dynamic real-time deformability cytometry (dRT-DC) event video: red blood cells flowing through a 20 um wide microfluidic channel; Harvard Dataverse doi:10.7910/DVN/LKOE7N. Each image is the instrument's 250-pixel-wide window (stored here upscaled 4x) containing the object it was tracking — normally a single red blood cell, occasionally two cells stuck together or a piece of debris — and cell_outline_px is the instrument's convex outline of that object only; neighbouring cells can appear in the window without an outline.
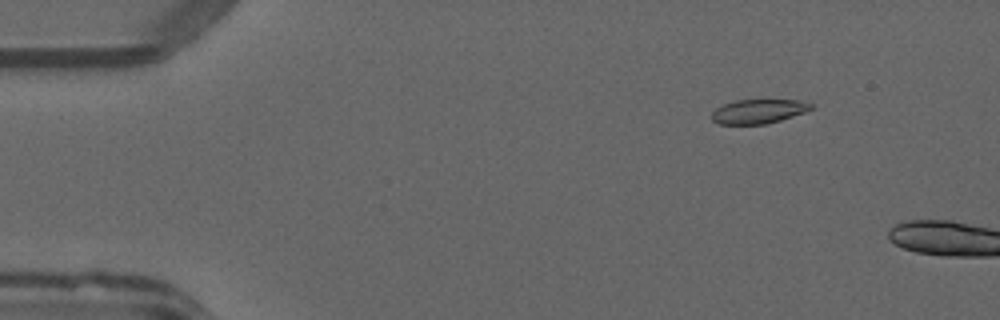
{"species": "common noctule bat (a hibernating species)", "species_latin": "Nyctalus noctula", "temperature_condition": "warm", "stored_images_in_passage": 11, "camera_frame_rate_fps": 3000, "um_per_image_px": 0.085, "animal": {"sex": "male", "forearm_length_mm": 52.5}, "frame": {"image": 1, "passage_image": 7, "time_ms": 2.0, "image_size_px": [1000, 320], "cell_outline_px": [[816, 104], [812, 108], [804, 112], [780, 120], [764, 124], [720, 124], [712, 120], [712, 112], [716, 108], [724, 104], [736, 100], [800, 100]], "centroid_in_image_um": [64.48, 9.46], "position_along_channel_um": 20.5, "area_um2": 13.93}}